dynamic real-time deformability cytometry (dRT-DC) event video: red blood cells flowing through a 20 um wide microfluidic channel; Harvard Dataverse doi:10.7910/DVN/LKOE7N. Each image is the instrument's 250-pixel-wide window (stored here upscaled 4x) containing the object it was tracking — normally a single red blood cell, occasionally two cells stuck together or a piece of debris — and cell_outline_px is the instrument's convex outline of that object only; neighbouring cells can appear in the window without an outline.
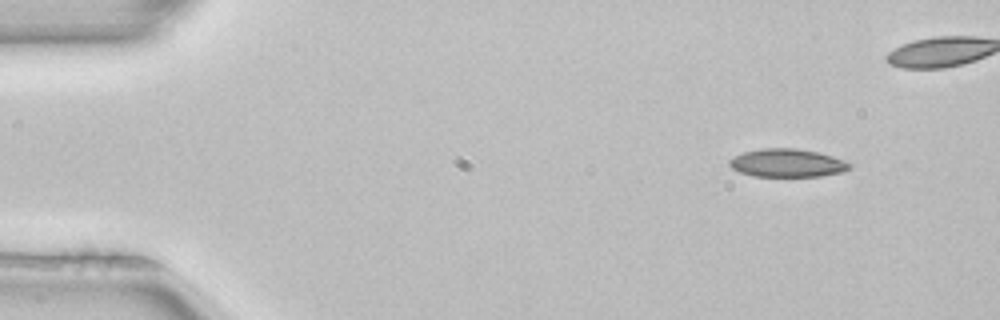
{"species": "common noctule bat (a hibernating species)", "species_latin": "Nyctalus noctula", "temperature_condition": "room temperature", "stored_images_in_passage": 4, "camera_frame_rate_fps": 3000, "um_per_image_px": 0.085, "animal": {"sex": "female", "body_mass_g": 22.7, "forearm_length_mm": 54.2}, "frame": {"image": 1, "passage_image": 1, "time_ms": 0.0, "image_size_px": [1000, 320], "cell_outline_px": [[852, 168], [844, 172], [820, 176], [752, 176], [740, 172], [732, 168], [728, 164], [728, 160], [744, 152], [760, 148], [796, 148], [816, 152], [832, 156], [844, 160], [852, 164]], "centroid_in_image_um": [66.93, 13.85], "position_along_channel_um": 18.1, "area_um2": 19.77}}